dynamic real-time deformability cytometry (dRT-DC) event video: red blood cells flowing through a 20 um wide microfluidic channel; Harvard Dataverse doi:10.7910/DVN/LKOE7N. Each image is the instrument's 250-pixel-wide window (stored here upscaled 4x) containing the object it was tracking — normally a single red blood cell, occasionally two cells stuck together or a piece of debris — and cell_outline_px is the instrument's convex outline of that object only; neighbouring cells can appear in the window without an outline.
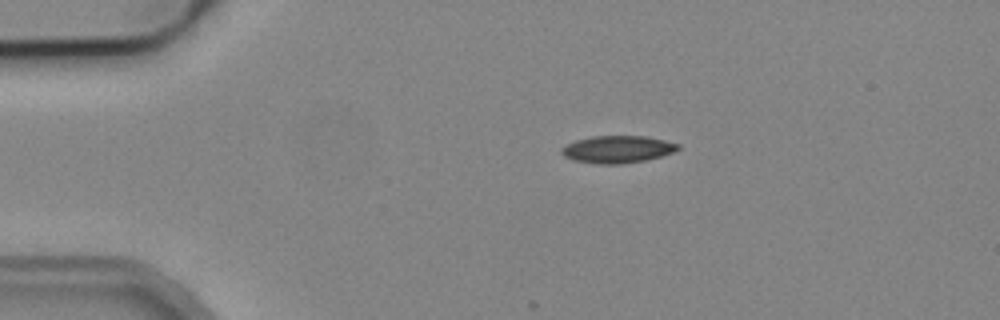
{"species": "common noctule bat (a hibernating species)", "species_latin": "Nyctalus noctula", "temperature_condition": "cold", "stored_images_in_passage": 3, "camera_frame_rate_fps": 3000, "um_per_image_px": 0.085, "animal": {"sex": "male", "body_mass_g": 19.2, "forearm_length_mm": 51.8}, "frame": {"image": 1, "passage_image": 1, "time_ms": 0.0, "image_size_px": [1000, 320], "cell_outline_px": [[680, 148], [672, 152], [660, 156], [644, 160], [620, 164], [596, 164], [572, 160], [564, 156], [560, 152], [560, 148], [576, 140], [592, 136], [644, 136], [664, 140], [680, 144]], "centroid_in_image_um": [52.45, 12.69], "position_along_channel_um": 32.6, "area_um2": 18.44}}
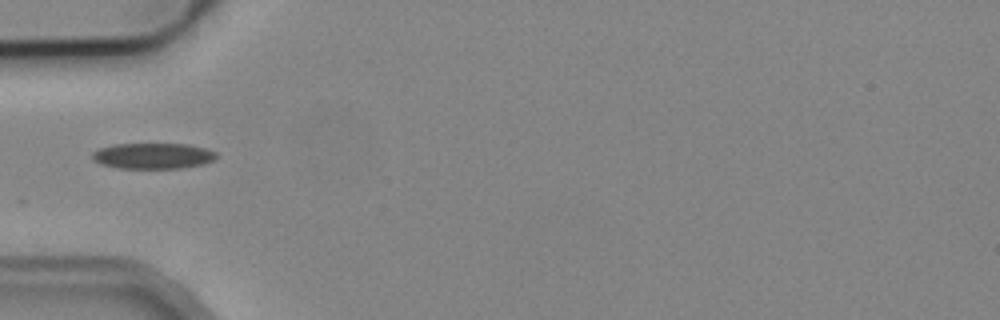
{"frame": {"image": 2, "passage_image": 3, "time_ms": 2.333, "image_size_px": [1000, 320], "cell_outline_px": [[216, 156], [212, 160], [204, 164], [184, 168], [120, 168], [100, 164], [92, 160], [92, 152], [100, 148], [112, 144], [188, 144], [204, 148], [216, 152]], "centroid_in_image_um": [12.97, 13.25], "position_along_channel_um": 72.0, "area_um2": 18.67}}